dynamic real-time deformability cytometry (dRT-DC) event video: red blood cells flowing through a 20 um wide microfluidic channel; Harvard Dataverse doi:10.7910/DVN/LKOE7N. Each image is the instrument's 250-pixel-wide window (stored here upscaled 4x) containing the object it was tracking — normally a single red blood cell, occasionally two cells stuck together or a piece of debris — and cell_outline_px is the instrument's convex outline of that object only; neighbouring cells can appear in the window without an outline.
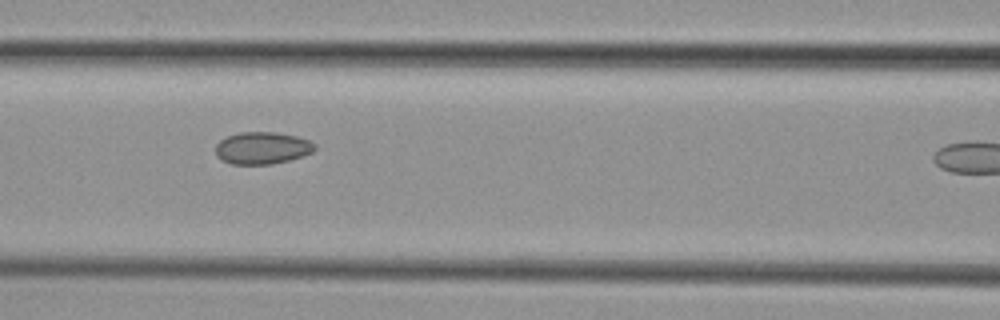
{"species": "common noctule bat (a hibernating species)", "species_latin": "Nyctalus noctula", "temperature_condition": "cold", "stored_images_in_passage": 5, "camera_frame_rate_fps": 3000, "um_per_image_px": 0.085, "animal": {"sex": "female", "body_mass_g": 29.2, "forearm_length_mm": 56.3}, "frame": {"image": 1, "passage_image": 4, "time_ms": 3.333, "image_size_px": [1000, 320], "cell_outline_px": [[316, 148], [312, 152], [288, 160], [272, 164], [232, 164], [220, 160], [216, 156], [216, 144], [220, 140], [228, 136], [240, 132], [276, 132], [296, 136], [308, 140], [316, 144]], "centroid_in_image_um": [22.26, 12.58], "position_along_channel_um": 144.3, "area_um2": 18.55}}